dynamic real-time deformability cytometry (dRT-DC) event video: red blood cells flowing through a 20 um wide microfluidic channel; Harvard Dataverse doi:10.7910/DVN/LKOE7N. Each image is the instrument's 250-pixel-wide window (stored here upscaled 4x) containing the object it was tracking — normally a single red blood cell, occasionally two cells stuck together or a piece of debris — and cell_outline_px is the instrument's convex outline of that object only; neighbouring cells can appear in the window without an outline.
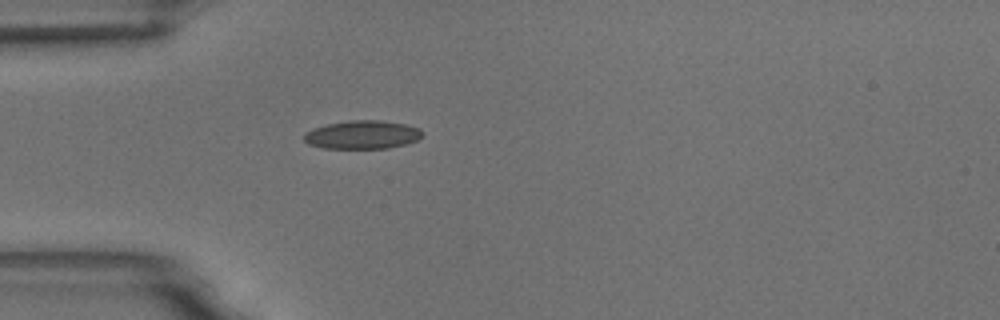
{"species": "common noctule bat (a hibernating species)", "species_latin": "Nyctalus noctula", "temperature_condition": "room temperature", "stored_images_in_passage": 1, "camera_frame_rate_fps": 3000, "um_per_image_px": 0.085, "animal": {"sex": "male", "body_mass_g": 18.8}, "frame": {"image": 1, "passage_image": 1, "time_ms": 0.0, "image_size_px": [1000, 320], "cell_outline_px": [[424, 132], [416, 140], [404, 144], [388, 148], [324, 148], [308, 144], [304, 140], [304, 132], [312, 128], [328, 124], [352, 120], [380, 120], [404, 124], [420, 128]], "centroid_in_image_um": [30.77, 11.45], "position_along_channel_um": 54.2, "area_um2": 19.48}}